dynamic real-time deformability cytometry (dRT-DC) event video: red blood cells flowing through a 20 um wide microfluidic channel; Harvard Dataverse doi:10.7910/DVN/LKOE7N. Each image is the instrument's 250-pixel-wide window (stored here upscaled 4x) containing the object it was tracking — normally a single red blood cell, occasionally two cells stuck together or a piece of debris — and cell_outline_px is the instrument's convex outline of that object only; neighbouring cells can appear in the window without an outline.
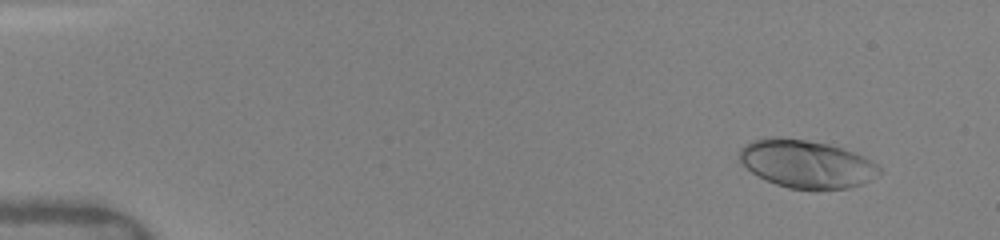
{"species": "human", "species_latin": "Homo sapiens", "temperature_condition": "warm", "stored_images_in_passage": 49, "camera_frame_rate_fps": 3000, "um_per_image_px": 0.085, "donor": {"sex": "female"}, "frame": {"image": 1, "passage_image": 4, "time_ms": 1.0, "image_size_px": [1000, 240], "cell_outline_px": [[884, 172], [860, 184], [848, 188], [788, 188], [776, 184], [752, 172], [740, 160], [740, 148], [752, 140], [764, 136], [780, 136], [828, 144], [864, 156], [880, 164]], "centroid_in_image_um": [68.57, 13.9], "position_along_channel_um": 16.4, "area_um2": 38.78}}
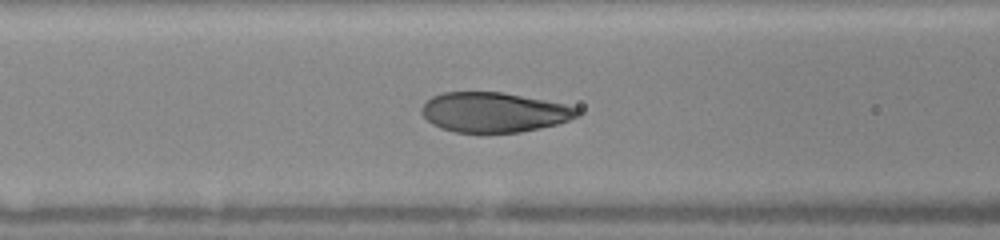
{"frame": {"image": 2, "passage_image": 34, "time_ms": 6.667, "image_size_px": [1000, 240], "cell_outline_px": [[580, 116], [556, 124], [540, 128], [520, 132], [456, 132], [440, 128], [432, 124], [420, 112], [420, 108], [432, 96], [444, 92], [500, 92], [544, 100], [564, 104], [580, 108]], "centroid_in_image_um": [41.98, 9.54], "position_along_channel_um": 124.6, "area_um2": 36.01}}
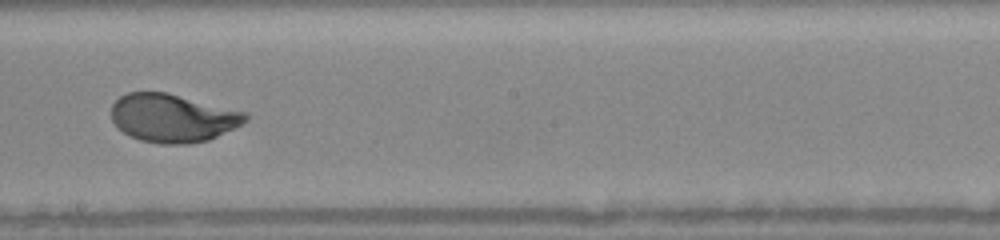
{"frame": {"image": 3, "passage_image": 45, "time_ms": 9.333, "image_size_px": [1000, 240], "cell_outline_px": [[248, 120], [244, 124], [208, 140], [188, 144], [160, 144], [140, 140], [128, 136], [112, 120], [112, 104], [120, 96], [128, 92], [164, 92], [248, 112]], "centroid_in_image_um": [14.71, 10.04], "position_along_channel_um": 233.5, "area_um2": 37.74}}